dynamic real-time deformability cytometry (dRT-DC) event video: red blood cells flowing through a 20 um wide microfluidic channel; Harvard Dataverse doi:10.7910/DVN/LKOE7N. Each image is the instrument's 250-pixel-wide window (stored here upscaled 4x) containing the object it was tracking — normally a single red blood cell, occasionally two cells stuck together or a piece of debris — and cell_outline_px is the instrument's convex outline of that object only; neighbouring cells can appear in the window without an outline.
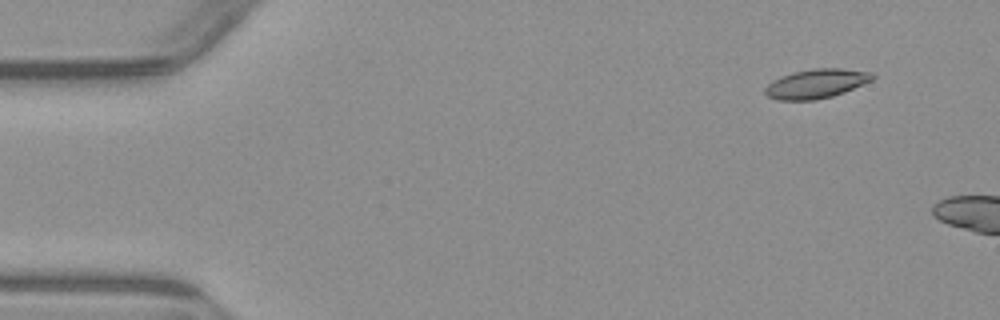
{"species": "common noctule bat (a hibernating species)", "species_latin": "Nyctalus noctula", "temperature_condition": "warm", "stored_images_in_passage": 2, "camera_frame_rate_fps": 3000, "um_per_image_px": 0.085, "animal": {"sex": "male", "body_mass_g": 23.1, "forearm_length_mm": 52.7}, "frame": {"image": 1, "passage_image": 2, "time_ms": 1.333, "image_size_px": [1000, 320], "cell_outline_px": [[876, 76], [872, 80], [844, 92], [832, 96], [816, 100], [776, 100], [768, 96], [764, 92], [764, 88], [772, 80], [792, 72], [812, 68], [840, 68], [872, 72]], "centroid_in_image_um": [69.37, 7.11], "position_along_channel_um": 15.6, "area_um2": 18.38}}